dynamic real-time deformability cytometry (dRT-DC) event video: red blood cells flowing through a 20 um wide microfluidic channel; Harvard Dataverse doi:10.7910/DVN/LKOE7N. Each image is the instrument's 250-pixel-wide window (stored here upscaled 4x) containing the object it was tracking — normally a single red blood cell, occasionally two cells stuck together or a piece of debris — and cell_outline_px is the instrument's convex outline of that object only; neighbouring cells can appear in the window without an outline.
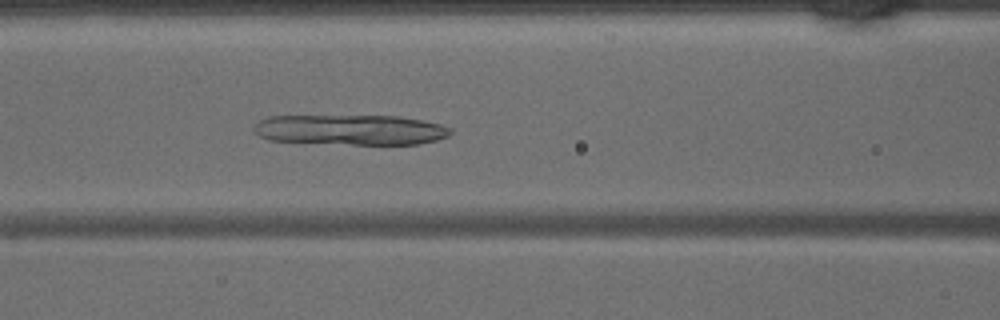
{"species": "common noctule bat (a hibernating species)", "species_latin": "Nyctalus noctula", "temperature_condition": "warm", "stored_images_in_passage": 45, "camera_frame_rate_fps": 3000, "um_per_image_px": 0.085, "animal": {"sex": "male", "body_mass_g": 15.6}, "frame": {"image": 1, "passage_image": 19, "time_ms": 6.0, "image_size_px": [1000, 320], "cell_outline_px": [[452, 132], [448, 136], [436, 140], [420, 144], [352, 144], [268, 140], [252, 132], [252, 124], [268, 116], [396, 116], [420, 120], [440, 124], [452, 128]], "centroid_in_image_um": [29.76, 11.03], "position_along_channel_um": 136.8, "area_um2": 34.74}}
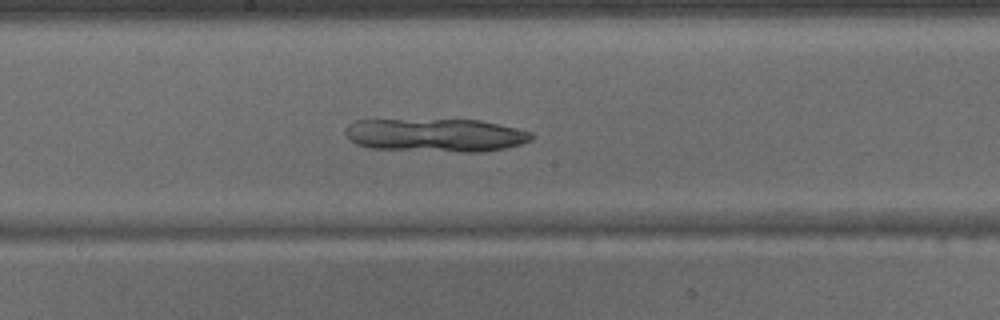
{"frame": {"image": 2, "passage_image": 24, "time_ms": 7.667, "image_size_px": [1000, 320], "cell_outline_px": [[536, 136], [532, 140], [520, 144], [504, 148], [484, 152], [464, 152], [368, 148], [356, 144], [348, 140], [344, 132], [344, 128], [348, 124], [356, 120], [480, 120], [532, 132]], "centroid_in_image_um": [37.0, 11.49], "position_along_channel_um": 211.2, "area_um2": 36.24}}
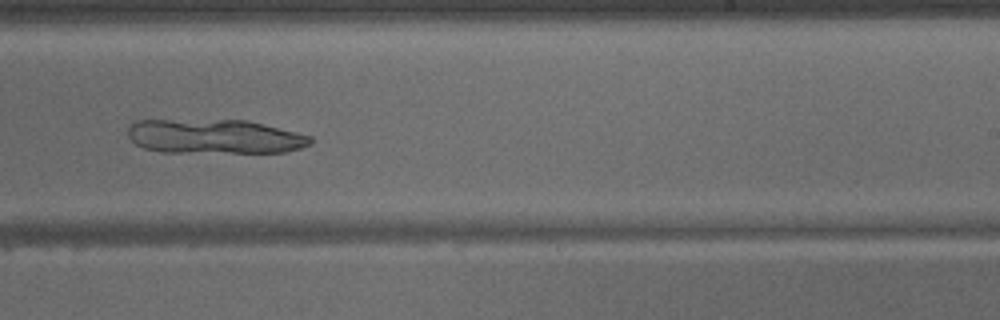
{"frame": {"image": 3, "passage_image": 28, "time_ms": 9.0, "image_size_px": [1000, 320], "cell_outline_px": [[312, 144], [300, 148], [284, 152], [160, 152], [144, 148], [136, 144], [128, 136], [128, 128], [136, 120], [248, 120], [312, 136]], "centroid_in_image_um": [18.24, 11.6], "position_along_channel_um": 270.8, "area_um2": 36.59}}